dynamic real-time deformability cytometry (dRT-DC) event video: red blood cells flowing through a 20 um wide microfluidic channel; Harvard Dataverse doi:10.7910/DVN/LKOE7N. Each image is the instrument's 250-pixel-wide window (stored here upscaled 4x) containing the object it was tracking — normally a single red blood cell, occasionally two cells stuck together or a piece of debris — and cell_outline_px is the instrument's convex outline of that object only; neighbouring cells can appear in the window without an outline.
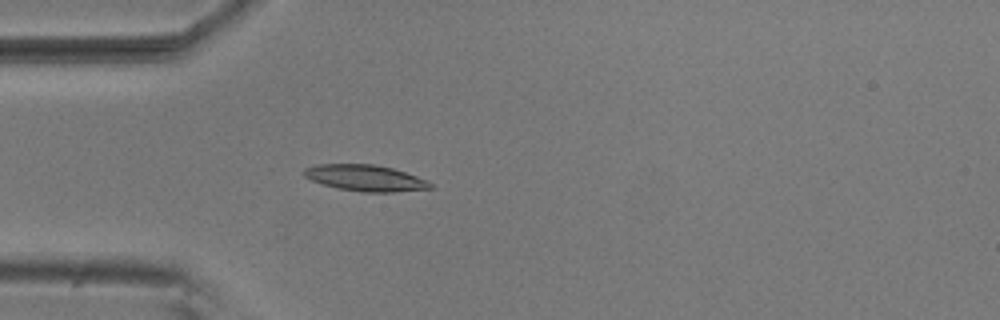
{"species": "common noctule bat (a hibernating species)", "species_latin": "Nyctalus noctula", "temperature_condition": "room temperature", "stored_images_in_passage": 4, "camera_frame_rate_fps": 3000, "um_per_image_px": 0.085, "animal": {"sex": "male", "body_mass_g": 20.5, "forearm_length_mm": 52.5}, "frame": {"image": 1, "passage_image": 4, "time_ms": 1.0, "image_size_px": [1000, 320], "cell_outline_px": [[436, 188], [396, 192], [360, 192], [340, 188], [324, 184], [312, 180], [304, 176], [304, 168], [320, 164], [376, 164], [392, 168], [428, 180]], "centroid_in_image_um": [31.11, 15.13], "position_along_channel_um": 53.9, "area_um2": 19.25}}